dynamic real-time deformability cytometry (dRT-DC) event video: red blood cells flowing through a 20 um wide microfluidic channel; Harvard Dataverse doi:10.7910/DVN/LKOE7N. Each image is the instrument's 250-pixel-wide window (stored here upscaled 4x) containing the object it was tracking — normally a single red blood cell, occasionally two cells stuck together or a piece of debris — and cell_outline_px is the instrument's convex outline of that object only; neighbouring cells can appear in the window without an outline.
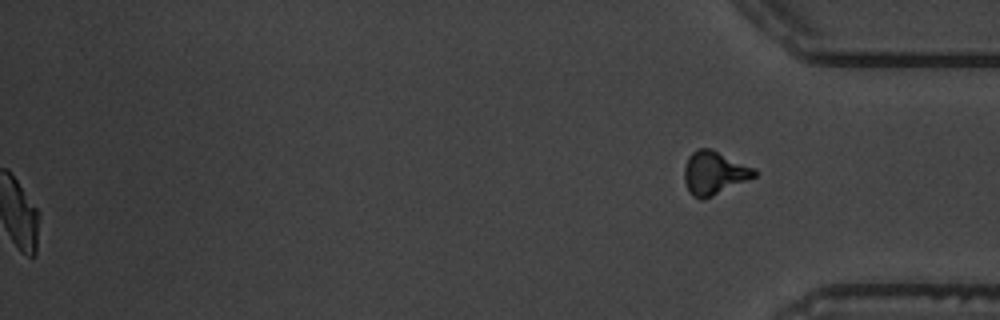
{"species": "common noctule bat (a hibernating species)", "species_latin": "Nyctalus noctula", "temperature_condition": "warm", "stored_images_in_passage": 40, "segment_of_instrument_passage": [2, 2], "camera_frame_rate_fps": 3000, "um_per_image_px": 0.085, "animal": {"sex": "male", "body_mass_g": 19.5, "forearm_length_mm": 54.6}, "frame": {"image": 1, "passage_image": 40, "time_ms": 13.0, "image_size_px": [1000, 320], "cell_outline_px": [[756, 176], [704, 200], [700, 200], [692, 196], [688, 192], [684, 180], [684, 168], [688, 156], [696, 148], [712, 148], [756, 168]], "centroid_in_image_um": [60.68, 14.69], "position_along_channel_um": 374.5, "area_um2": 18.03}}